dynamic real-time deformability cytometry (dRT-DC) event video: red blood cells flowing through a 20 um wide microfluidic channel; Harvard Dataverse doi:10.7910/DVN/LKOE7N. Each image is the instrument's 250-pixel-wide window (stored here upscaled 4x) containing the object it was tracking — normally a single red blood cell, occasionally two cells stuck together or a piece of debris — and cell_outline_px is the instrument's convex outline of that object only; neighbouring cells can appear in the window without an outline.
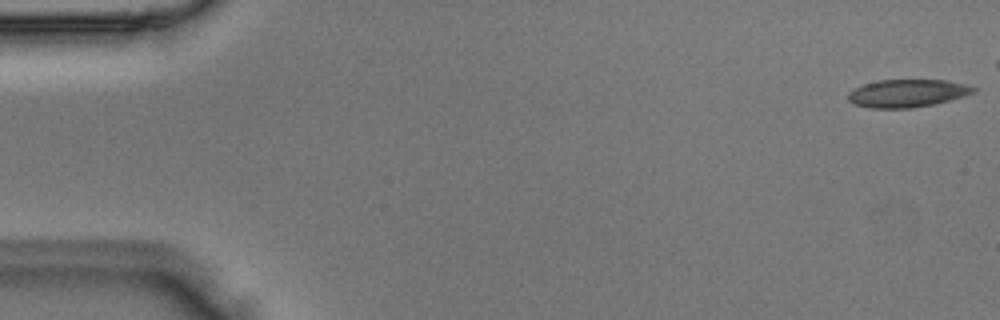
{"species": "Egyptian fruit bat (a non-hibernating species)", "species_latin": "Rousettus aegyptiacus", "temperature_condition": "room temperature", "stored_images_in_passage": 5, "camera_frame_rate_fps": 3000, "um_per_image_px": 0.085, "animal": {"sex": "male"}, "frame": {"image": 1, "passage_image": 1, "time_ms": 0.0, "image_size_px": [1000, 320], "cell_outline_px": [[976, 92], [964, 96], [932, 104], [912, 108], [868, 108], [852, 104], [848, 100], [848, 92], [864, 84], [880, 80], [944, 80], [964, 84], [976, 88]], "centroid_in_image_um": [77.08, 7.93], "position_along_channel_um": 7.9, "area_um2": 20.17}}